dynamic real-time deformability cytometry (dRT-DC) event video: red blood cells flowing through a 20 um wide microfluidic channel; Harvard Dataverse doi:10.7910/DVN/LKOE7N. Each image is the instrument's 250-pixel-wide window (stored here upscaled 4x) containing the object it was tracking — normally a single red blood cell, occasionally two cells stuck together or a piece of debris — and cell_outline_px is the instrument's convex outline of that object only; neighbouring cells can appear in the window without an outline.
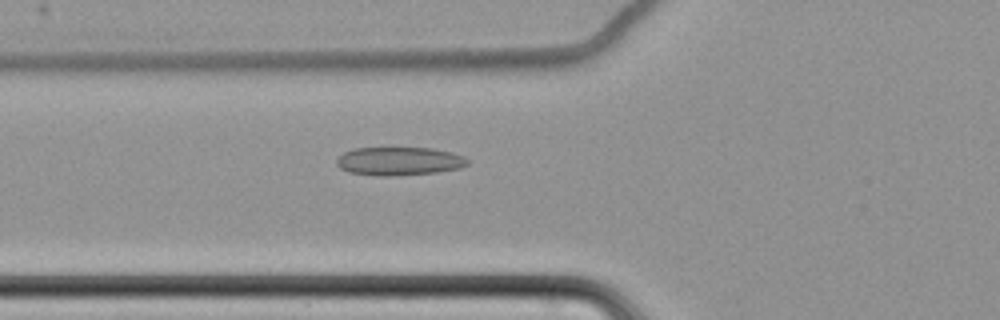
{"species": "common noctule bat (a hibernating species)", "species_latin": "Nyctalus noctula", "temperature_condition": "cold", "stored_images_in_passage": 61, "camera_frame_rate_fps": 3000, "um_per_image_px": 0.085, "animal": {"sex": "female", "body_mass_g": 22.7, "forearm_length_mm": 54.2}, "frame": {"image": 1, "passage_image": 24, "time_ms": 7.667, "image_size_px": [1000, 320], "cell_outline_px": [[468, 164], [460, 168], [436, 172], [388, 176], [376, 176], [348, 172], [340, 168], [336, 164], [336, 160], [344, 152], [356, 148], [432, 148], [452, 152], [464, 156], [468, 160]], "centroid_in_image_um": [33.92, 13.7], "position_along_channel_um": 91.9, "area_um2": 21.62}}
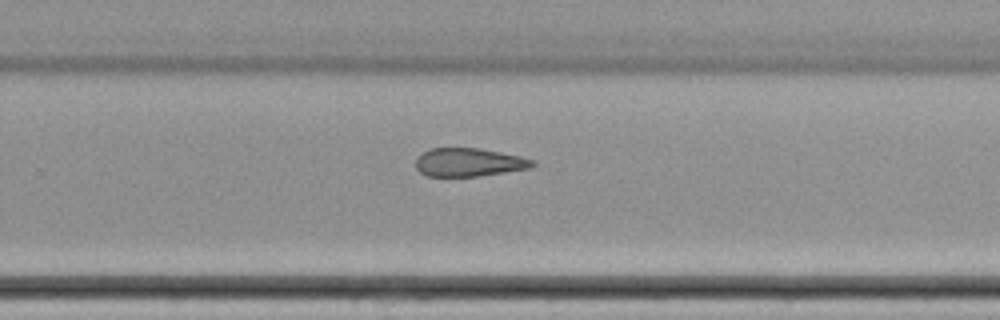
{"frame": {"image": 2, "passage_image": 41, "time_ms": 13.333, "image_size_px": [1000, 320], "cell_outline_px": [[536, 164], [532, 168], [476, 176], [428, 176], [420, 172], [416, 168], [416, 160], [424, 152], [432, 148], [480, 148], [520, 156], [536, 160]], "centroid_in_image_um": [39.91, 13.79], "position_along_channel_um": 289.9, "area_um2": 19.19}}
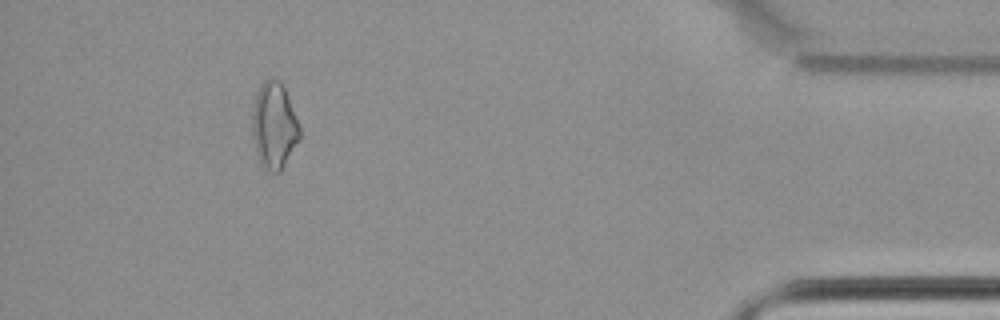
{"frame": {"image": 3, "passage_image": 56, "time_ms": 18.333, "image_size_px": [1000, 320], "cell_outline_px": [[300, 140], [280, 172], [272, 172], [260, 164], [252, 132], [252, 104], [256, 92], [260, 84], [264, 80], [280, 80], [284, 88], [300, 128]], "centroid_in_image_um": [23.28, 10.68], "position_along_channel_um": 411.9, "area_um2": 23.7}}